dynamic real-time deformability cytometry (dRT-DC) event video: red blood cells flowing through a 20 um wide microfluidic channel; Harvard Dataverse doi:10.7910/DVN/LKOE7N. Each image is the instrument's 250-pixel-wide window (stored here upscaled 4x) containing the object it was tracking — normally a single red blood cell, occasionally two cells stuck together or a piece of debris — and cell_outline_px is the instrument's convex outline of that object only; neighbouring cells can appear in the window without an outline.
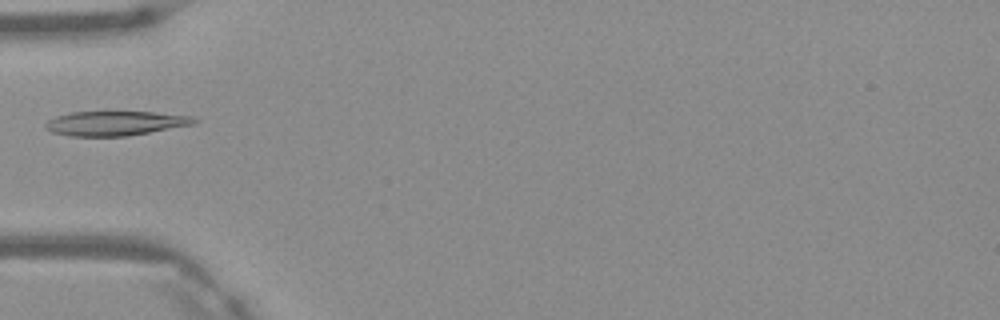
{"species": "Egyptian fruit bat (a non-hibernating species)", "species_latin": "Rousettus aegyptiacus", "temperature_condition": "warm", "stored_images_in_passage": 5, "camera_frame_rate_fps": 3000, "um_per_image_px": 0.085, "frame": {"image": 1, "passage_image": 4, "time_ms": 1.0, "image_size_px": [1000, 320], "cell_outline_px": [[200, 120], [196, 124], [128, 136], [72, 136], [52, 132], [44, 128], [44, 124], [48, 120], [56, 116], [72, 112], [152, 112], [192, 116]], "centroid_in_image_um": [9.83, 10.48], "position_along_channel_um": 75.2, "area_um2": 21.27}}
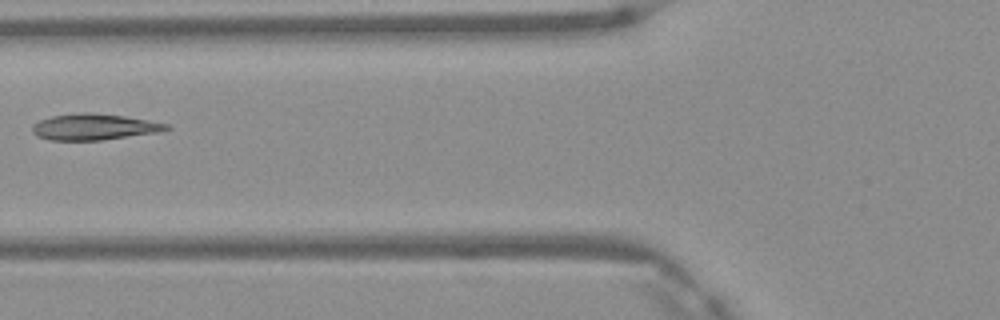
{"frame": {"image": 2, "passage_image": 5, "time_ms": 1.333, "image_size_px": [1000, 320], "cell_outline_px": [[172, 128], [160, 132], [100, 140], [48, 140], [36, 136], [32, 132], [32, 124], [40, 120], [52, 116], [80, 112], [88, 112], [124, 116], [168, 124]], "centroid_in_image_um": [7.97, 10.79], "position_along_channel_um": 117.8, "area_um2": 20.4}}